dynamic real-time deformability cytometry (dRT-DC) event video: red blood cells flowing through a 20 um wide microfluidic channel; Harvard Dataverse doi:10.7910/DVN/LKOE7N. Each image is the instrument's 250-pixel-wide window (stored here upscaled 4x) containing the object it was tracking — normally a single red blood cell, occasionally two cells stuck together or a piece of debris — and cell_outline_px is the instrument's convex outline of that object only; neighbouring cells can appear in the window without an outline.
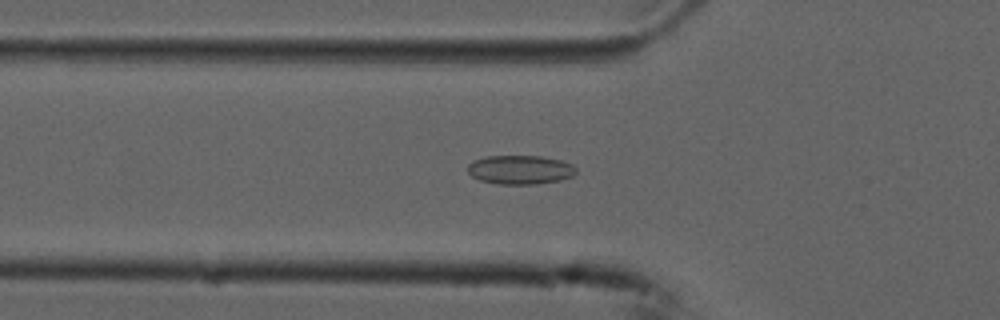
{"species": "common noctule bat (a hibernating species)", "species_latin": "Nyctalus noctula", "temperature_condition": "cold", "stored_images_in_passage": 40, "camera_frame_rate_fps": 3000, "um_per_image_px": 0.085, "animal": {"sex": "male", "forearm_length_mm": 52.5}, "frame": {"image": 1, "passage_image": 18, "time_ms": 5.667, "image_size_px": [1000, 320], "cell_outline_px": [[576, 172], [572, 176], [560, 180], [536, 184], [500, 184], [480, 180], [472, 176], [468, 172], [468, 164], [472, 160], [488, 156], [540, 156], [560, 160], [572, 164], [576, 168]], "centroid_in_image_um": [44.21, 14.42], "position_along_channel_um": 81.6, "area_um2": 18.26}}
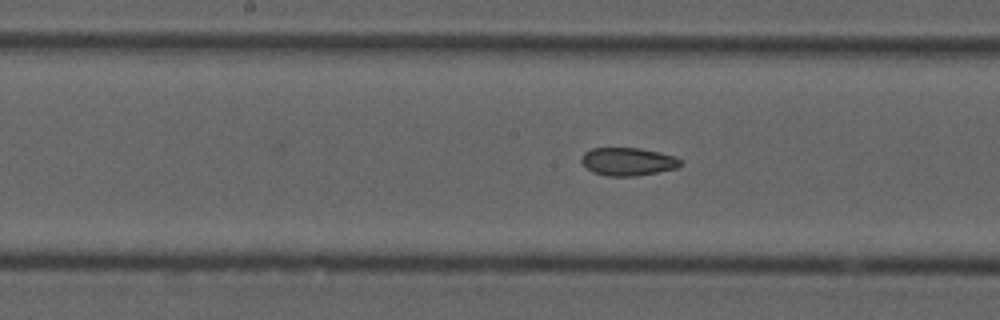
{"frame": {"image": 2, "passage_image": 27, "time_ms": 8.667, "image_size_px": [1000, 320], "cell_outline_px": [[680, 164], [676, 168], [636, 176], [608, 176], [592, 172], [580, 160], [584, 152], [592, 148], [640, 148], [660, 152], [672, 156], [680, 160]], "centroid_in_image_um": [53.33, 13.73], "position_along_channel_um": 194.9, "area_um2": 15.95}}
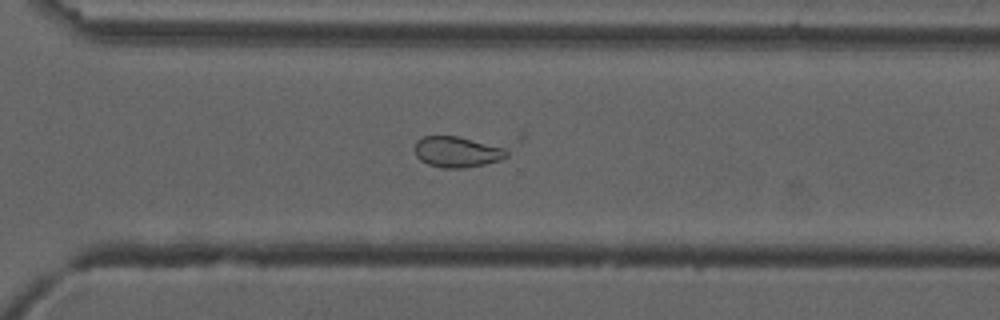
{"frame": {"image": 3, "passage_image": 38, "time_ms": 12.333, "image_size_px": [1000, 320], "cell_outline_px": [[508, 156], [500, 160], [484, 164], [464, 168], [444, 168], [428, 164], [420, 160], [416, 156], [416, 140], [424, 136], [456, 136], [504, 148], [508, 152]], "centroid_in_image_um": [38.83, 12.92], "position_along_channel_um": 331.8, "area_um2": 16.24}}